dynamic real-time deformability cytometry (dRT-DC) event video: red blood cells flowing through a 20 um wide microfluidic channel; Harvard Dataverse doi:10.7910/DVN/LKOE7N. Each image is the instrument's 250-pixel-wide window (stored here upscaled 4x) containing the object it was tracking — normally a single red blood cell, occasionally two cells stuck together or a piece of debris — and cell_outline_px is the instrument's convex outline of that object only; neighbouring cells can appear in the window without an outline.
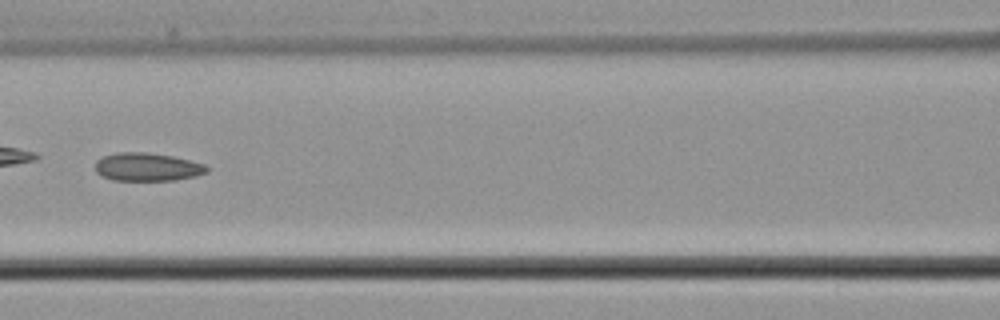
{"species": "common noctule bat (a hibernating species)", "species_latin": "Nyctalus noctula", "temperature_condition": "cold", "stored_images_in_passage": 8, "camera_frame_rate_fps": 3000, "um_per_image_px": 0.085, "animal": {"sex": "male", "body_mass_g": 21.5, "forearm_length_mm": 52.0}, "frame": {"image": 1, "passage_image": 8, "time_ms": 8.667, "image_size_px": [1000, 320], "cell_outline_px": [[208, 172], [196, 176], [176, 180], [112, 180], [100, 176], [96, 172], [96, 160], [104, 156], [116, 152], [148, 152], [172, 156], [204, 164], [208, 168]], "centroid_in_image_um": [12.5, 14.19], "position_along_channel_um": 154.1, "area_um2": 18.38}}